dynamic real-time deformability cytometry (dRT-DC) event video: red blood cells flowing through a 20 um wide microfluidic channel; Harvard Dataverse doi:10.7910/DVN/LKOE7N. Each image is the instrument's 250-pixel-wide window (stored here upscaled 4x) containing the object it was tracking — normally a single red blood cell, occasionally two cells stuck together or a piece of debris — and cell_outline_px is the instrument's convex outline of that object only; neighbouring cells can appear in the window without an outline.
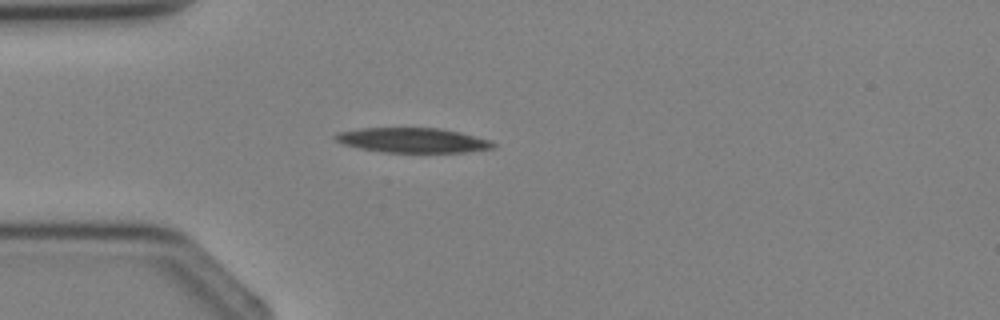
{"species": "Egyptian fruit bat (a non-hibernating species)", "species_latin": "Rousettus aegyptiacus", "temperature_condition": "cold", "stored_images_in_passage": 1, "camera_frame_rate_fps": 3000, "um_per_image_px": 0.085, "animal": {"sex": "female"}, "frame": {"image": 1, "passage_image": 1, "time_ms": 0.0, "image_size_px": [1000, 320], "cell_outline_px": [[496, 148], [464, 152], [384, 152], [360, 148], [344, 144], [336, 140], [332, 136], [336, 132], [360, 128], [440, 128], [460, 132], [492, 140], [496, 144]], "centroid_in_image_um": [35.1, 11.91], "position_along_channel_um": 49.9, "area_um2": 22.89}}